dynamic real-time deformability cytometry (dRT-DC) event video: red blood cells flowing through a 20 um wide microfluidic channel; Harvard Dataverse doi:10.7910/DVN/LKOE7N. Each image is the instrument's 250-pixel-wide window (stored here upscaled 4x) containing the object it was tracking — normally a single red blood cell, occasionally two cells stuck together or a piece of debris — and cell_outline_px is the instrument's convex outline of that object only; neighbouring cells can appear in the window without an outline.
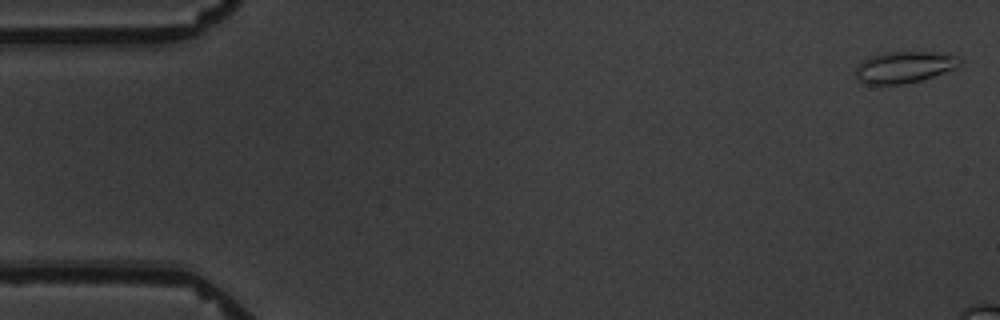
{"species": "common noctule bat (a hibernating species)", "species_latin": "Nyctalus noctula", "temperature_condition": "warm", "stored_images_in_passage": 5, "camera_frame_rate_fps": 3000, "um_per_image_px": 0.085, "animal": {"sex": "male", "body_mass_g": 19.5, "forearm_length_mm": 54.6}, "frame": {"image": 1, "passage_image": 1, "time_ms": 0.0, "image_size_px": [1000, 320], "cell_outline_px": [[960, 60], [956, 68], [920, 80], [904, 84], [868, 84], [860, 80], [856, 76], [856, 64], [872, 56], [888, 52], [932, 52], [956, 56]], "centroid_in_image_um": [76.83, 5.71], "position_along_channel_um": 8.2, "area_um2": 18.67}}